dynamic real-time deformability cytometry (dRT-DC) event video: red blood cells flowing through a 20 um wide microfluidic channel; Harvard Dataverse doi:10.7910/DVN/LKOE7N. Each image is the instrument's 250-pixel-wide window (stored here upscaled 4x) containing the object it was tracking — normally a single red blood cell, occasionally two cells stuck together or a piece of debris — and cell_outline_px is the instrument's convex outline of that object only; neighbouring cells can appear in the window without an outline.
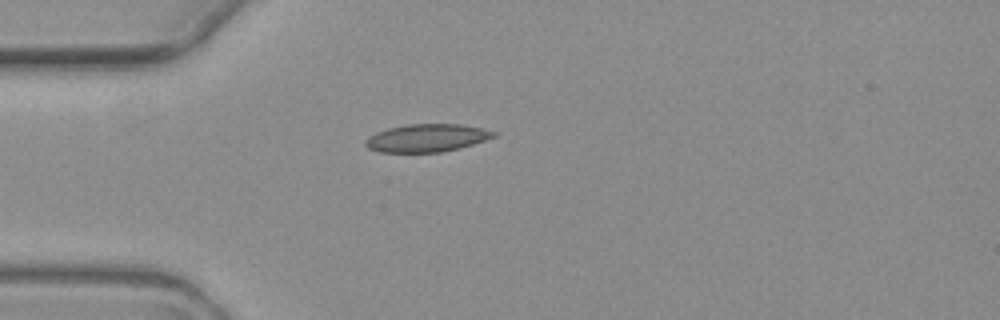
{"species": "common noctule bat (a hibernating species)", "species_latin": "Nyctalus noctula", "temperature_condition": "warm", "stored_images_in_passage": 1, "camera_frame_rate_fps": 3000, "um_per_image_px": 0.085, "animal": {"sex": "female", "body_mass_g": 19.3, "forearm_length_mm": 54.1}, "frame": {"image": 1, "passage_image": 1, "time_ms": 0.0, "image_size_px": [1000, 320], "cell_outline_px": [[496, 136], [460, 148], [440, 152], [380, 152], [368, 148], [364, 144], [364, 140], [368, 136], [376, 132], [388, 128], [408, 124], [460, 124], [480, 128], [496, 132]], "centroid_in_image_um": [36.23, 11.73], "position_along_channel_um": 48.8, "area_um2": 20.69}}